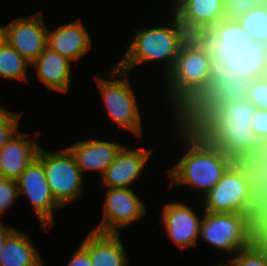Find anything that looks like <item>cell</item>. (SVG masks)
Here are the masks:
<instances>
[{
	"instance_id": "obj_1",
	"label": "cell",
	"mask_w": 267,
	"mask_h": 266,
	"mask_svg": "<svg viewBox=\"0 0 267 266\" xmlns=\"http://www.w3.org/2000/svg\"><path fill=\"white\" fill-rule=\"evenodd\" d=\"M214 66L215 55L209 43L202 36H189L172 70L161 81L172 119H181L208 92Z\"/></svg>"
},
{
	"instance_id": "obj_2",
	"label": "cell",
	"mask_w": 267,
	"mask_h": 266,
	"mask_svg": "<svg viewBox=\"0 0 267 266\" xmlns=\"http://www.w3.org/2000/svg\"><path fill=\"white\" fill-rule=\"evenodd\" d=\"M182 156L166 170L169 186H189L200 200L220 181L233 159L213 147L198 131L181 119H171ZM181 141V142H180ZM183 148V150H182Z\"/></svg>"
},
{
	"instance_id": "obj_3",
	"label": "cell",
	"mask_w": 267,
	"mask_h": 266,
	"mask_svg": "<svg viewBox=\"0 0 267 266\" xmlns=\"http://www.w3.org/2000/svg\"><path fill=\"white\" fill-rule=\"evenodd\" d=\"M169 11L168 23L160 22L154 27H138L134 29L132 41L126 45V51L120 60L115 64L122 71L131 70L144 63H158V67L164 79L172 70L178 56L181 45L189 38V34L180 24L177 17ZM167 23V24H166Z\"/></svg>"
},
{
	"instance_id": "obj_4",
	"label": "cell",
	"mask_w": 267,
	"mask_h": 266,
	"mask_svg": "<svg viewBox=\"0 0 267 266\" xmlns=\"http://www.w3.org/2000/svg\"><path fill=\"white\" fill-rule=\"evenodd\" d=\"M104 73L96 74L94 78L101 93L104 108L110 119L118 126L116 134L120 129H125L139 141L142 140L143 117L132 83L130 84L128 78L129 73L122 71L116 65Z\"/></svg>"
},
{
	"instance_id": "obj_5",
	"label": "cell",
	"mask_w": 267,
	"mask_h": 266,
	"mask_svg": "<svg viewBox=\"0 0 267 266\" xmlns=\"http://www.w3.org/2000/svg\"><path fill=\"white\" fill-rule=\"evenodd\" d=\"M263 232L248 214L204 211L199 240L202 239L213 249L232 257L240 249L248 247Z\"/></svg>"
},
{
	"instance_id": "obj_6",
	"label": "cell",
	"mask_w": 267,
	"mask_h": 266,
	"mask_svg": "<svg viewBox=\"0 0 267 266\" xmlns=\"http://www.w3.org/2000/svg\"><path fill=\"white\" fill-rule=\"evenodd\" d=\"M37 158L43 163L51 193L62 208L82 198L86 188L84 175L66 147L55 152L40 147Z\"/></svg>"
},
{
	"instance_id": "obj_7",
	"label": "cell",
	"mask_w": 267,
	"mask_h": 266,
	"mask_svg": "<svg viewBox=\"0 0 267 266\" xmlns=\"http://www.w3.org/2000/svg\"><path fill=\"white\" fill-rule=\"evenodd\" d=\"M191 126L233 160L247 153L262 152V142L254 135L251 123L193 122Z\"/></svg>"
},
{
	"instance_id": "obj_8",
	"label": "cell",
	"mask_w": 267,
	"mask_h": 266,
	"mask_svg": "<svg viewBox=\"0 0 267 266\" xmlns=\"http://www.w3.org/2000/svg\"><path fill=\"white\" fill-rule=\"evenodd\" d=\"M102 221L91 230L100 233L120 234V229L135 224L146 213V204L136 194L135 188H104Z\"/></svg>"
},
{
	"instance_id": "obj_9",
	"label": "cell",
	"mask_w": 267,
	"mask_h": 266,
	"mask_svg": "<svg viewBox=\"0 0 267 266\" xmlns=\"http://www.w3.org/2000/svg\"><path fill=\"white\" fill-rule=\"evenodd\" d=\"M19 196H26L40 221L41 230L54 226V212L63 209L54 199L43 163L36 157L17 179Z\"/></svg>"
},
{
	"instance_id": "obj_10",
	"label": "cell",
	"mask_w": 267,
	"mask_h": 266,
	"mask_svg": "<svg viewBox=\"0 0 267 266\" xmlns=\"http://www.w3.org/2000/svg\"><path fill=\"white\" fill-rule=\"evenodd\" d=\"M233 164L250 188L247 214L267 231V157L262 152L247 153L236 157Z\"/></svg>"
},
{
	"instance_id": "obj_11",
	"label": "cell",
	"mask_w": 267,
	"mask_h": 266,
	"mask_svg": "<svg viewBox=\"0 0 267 266\" xmlns=\"http://www.w3.org/2000/svg\"><path fill=\"white\" fill-rule=\"evenodd\" d=\"M249 192L247 181L232 164L214 188L199 200L200 207L205 212L247 214Z\"/></svg>"
},
{
	"instance_id": "obj_12",
	"label": "cell",
	"mask_w": 267,
	"mask_h": 266,
	"mask_svg": "<svg viewBox=\"0 0 267 266\" xmlns=\"http://www.w3.org/2000/svg\"><path fill=\"white\" fill-rule=\"evenodd\" d=\"M252 79L215 63L208 92L181 118L191 125L214 102L246 99Z\"/></svg>"
},
{
	"instance_id": "obj_13",
	"label": "cell",
	"mask_w": 267,
	"mask_h": 266,
	"mask_svg": "<svg viewBox=\"0 0 267 266\" xmlns=\"http://www.w3.org/2000/svg\"><path fill=\"white\" fill-rule=\"evenodd\" d=\"M5 40L32 64L47 47L48 26L43 12L18 17L5 25Z\"/></svg>"
},
{
	"instance_id": "obj_14",
	"label": "cell",
	"mask_w": 267,
	"mask_h": 266,
	"mask_svg": "<svg viewBox=\"0 0 267 266\" xmlns=\"http://www.w3.org/2000/svg\"><path fill=\"white\" fill-rule=\"evenodd\" d=\"M202 215L196 212L188 203L173 201L164 204L161 212V223L170 240L180 249L197 246L199 241L200 223Z\"/></svg>"
},
{
	"instance_id": "obj_15",
	"label": "cell",
	"mask_w": 267,
	"mask_h": 266,
	"mask_svg": "<svg viewBox=\"0 0 267 266\" xmlns=\"http://www.w3.org/2000/svg\"><path fill=\"white\" fill-rule=\"evenodd\" d=\"M215 63L230 69L238 76L257 78L267 72V45L252 41L234 47H211Z\"/></svg>"
},
{
	"instance_id": "obj_16",
	"label": "cell",
	"mask_w": 267,
	"mask_h": 266,
	"mask_svg": "<svg viewBox=\"0 0 267 266\" xmlns=\"http://www.w3.org/2000/svg\"><path fill=\"white\" fill-rule=\"evenodd\" d=\"M152 153V148L132 149L124 145L101 176L102 188H133L132 185L143 175Z\"/></svg>"
},
{
	"instance_id": "obj_17",
	"label": "cell",
	"mask_w": 267,
	"mask_h": 266,
	"mask_svg": "<svg viewBox=\"0 0 267 266\" xmlns=\"http://www.w3.org/2000/svg\"><path fill=\"white\" fill-rule=\"evenodd\" d=\"M167 3L190 36L204 35L220 21L223 10L222 0H170Z\"/></svg>"
},
{
	"instance_id": "obj_18",
	"label": "cell",
	"mask_w": 267,
	"mask_h": 266,
	"mask_svg": "<svg viewBox=\"0 0 267 266\" xmlns=\"http://www.w3.org/2000/svg\"><path fill=\"white\" fill-rule=\"evenodd\" d=\"M123 146L124 144L113 140L88 138V140H80L66 148L74 157L83 175L86 172L96 171L101 177Z\"/></svg>"
},
{
	"instance_id": "obj_19",
	"label": "cell",
	"mask_w": 267,
	"mask_h": 266,
	"mask_svg": "<svg viewBox=\"0 0 267 266\" xmlns=\"http://www.w3.org/2000/svg\"><path fill=\"white\" fill-rule=\"evenodd\" d=\"M47 46L76 63L91 50L92 38L89 30L78 18L58 25L52 31L48 27Z\"/></svg>"
},
{
	"instance_id": "obj_20",
	"label": "cell",
	"mask_w": 267,
	"mask_h": 266,
	"mask_svg": "<svg viewBox=\"0 0 267 266\" xmlns=\"http://www.w3.org/2000/svg\"><path fill=\"white\" fill-rule=\"evenodd\" d=\"M20 130L0 149V177L17 180L37 157L40 145Z\"/></svg>"
},
{
	"instance_id": "obj_21",
	"label": "cell",
	"mask_w": 267,
	"mask_h": 266,
	"mask_svg": "<svg viewBox=\"0 0 267 266\" xmlns=\"http://www.w3.org/2000/svg\"><path fill=\"white\" fill-rule=\"evenodd\" d=\"M72 61L58 52L46 47L45 50L30 65L36 71L40 82L48 89L67 93L71 85Z\"/></svg>"
},
{
	"instance_id": "obj_22",
	"label": "cell",
	"mask_w": 267,
	"mask_h": 266,
	"mask_svg": "<svg viewBox=\"0 0 267 266\" xmlns=\"http://www.w3.org/2000/svg\"><path fill=\"white\" fill-rule=\"evenodd\" d=\"M81 244L88 250L92 266H128L130 258L120 234L90 230Z\"/></svg>"
},
{
	"instance_id": "obj_23",
	"label": "cell",
	"mask_w": 267,
	"mask_h": 266,
	"mask_svg": "<svg viewBox=\"0 0 267 266\" xmlns=\"http://www.w3.org/2000/svg\"><path fill=\"white\" fill-rule=\"evenodd\" d=\"M28 233L15 229L0 252V266H46Z\"/></svg>"
},
{
	"instance_id": "obj_24",
	"label": "cell",
	"mask_w": 267,
	"mask_h": 266,
	"mask_svg": "<svg viewBox=\"0 0 267 266\" xmlns=\"http://www.w3.org/2000/svg\"><path fill=\"white\" fill-rule=\"evenodd\" d=\"M256 110L247 98L214 102L194 122L251 123Z\"/></svg>"
},
{
	"instance_id": "obj_25",
	"label": "cell",
	"mask_w": 267,
	"mask_h": 266,
	"mask_svg": "<svg viewBox=\"0 0 267 266\" xmlns=\"http://www.w3.org/2000/svg\"><path fill=\"white\" fill-rule=\"evenodd\" d=\"M202 37L211 47H234L253 41L238 21H219Z\"/></svg>"
},
{
	"instance_id": "obj_26",
	"label": "cell",
	"mask_w": 267,
	"mask_h": 266,
	"mask_svg": "<svg viewBox=\"0 0 267 266\" xmlns=\"http://www.w3.org/2000/svg\"><path fill=\"white\" fill-rule=\"evenodd\" d=\"M30 65L6 40L0 45V78L28 83Z\"/></svg>"
},
{
	"instance_id": "obj_27",
	"label": "cell",
	"mask_w": 267,
	"mask_h": 266,
	"mask_svg": "<svg viewBox=\"0 0 267 266\" xmlns=\"http://www.w3.org/2000/svg\"><path fill=\"white\" fill-rule=\"evenodd\" d=\"M238 22L252 40L267 45V6L254 7L247 11Z\"/></svg>"
},
{
	"instance_id": "obj_28",
	"label": "cell",
	"mask_w": 267,
	"mask_h": 266,
	"mask_svg": "<svg viewBox=\"0 0 267 266\" xmlns=\"http://www.w3.org/2000/svg\"><path fill=\"white\" fill-rule=\"evenodd\" d=\"M232 257L237 266H267V231Z\"/></svg>"
},
{
	"instance_id": "obj_29",
	"label": "cell",
	"mask_w": 267,
	"mask_h": 266,
	"mask_svg": "<svg viewBox=\"0 0 267 266\" xmlns=\"http://www.w3.org/2000/svg\"><path fill=\"white\" fill-rule=\"evenodd\" d=\"M223 10L220 21H238L254 7L266 5V0H222Z\"/></svg>"
},
{
	"instance_id": "obj_30",
	"label": "cell",
	"mask_w": 267,
	"mask_h": 266,
	"mask_svg": "<svg viewBox=\"0 0 267 266\" xmlns=\"http://www.w3.org/2000/svg\"><path fill=\"white\" fill-rule=\"evenodd\" d=\"M21 114L6 110L0 103V149L19 131Z\"/></svg>"
},
{
	"instance_id": "obj_31",
	"label": "cell",
	"mask_w": 267,
	"mask_h": 266,
	"mask_svg": "<svg viewBox=\"0 0 267 266\" xmlns=\"http://www.w3.org/2000/svg\"><path fill=\"white\" fill-rule=\"evenodd\" d=\"M17 180L0 177V217L18 200Z\"/></svg>"
},
{
	"instance_id": "obj_32",
	"label": "cell",
	"mask_w": 267,
	"mask_h": 266,
	"mask_svg": "<svg viewBox=\"0 0 267 266\" xmlns=\"http://www.w3.org/2000/svg\"><path fill=\"white\" fill-rule=\"evenodd\" d=\"M247 99L257 108L267 110V76L252 78Z\"/></svg>"
},
{
	"instance_id": "obj_33",
	"label": "cell",
	"mask_w": 267,
	"mask_h": 266,
	"mask_svg": "<svg viewBox=\"0 0 267 266\" xmlns=\"http://www.w3.org/2000/svg\"><path fill=\"white\" fill-rule=\"evenodd\" d=\"M251 121L254 135L263 143L267 139V110L257 109Z\"/></svg>"
},
{
	"instance_id": "obj_34",
	"label": "cell",
	"mask_w": 267,
	"mask_h": 266,
	"mask_svg": "<svg viewBox=\"0 0 267 266\" xmlns=\"http://www.w3.org/2000/svg\"><path fill=\"white\" fill-rule=\"evenodd\" d=\"M67 266H92L88 250L80 243Z\"/></svg>"
},
{
	"instance_id": "obj_35",
	"label": "cell",
	"mask_w": 267,
	"mask_h": 266,
	"mask_svg": "<svg viewBox=\"0 0 267 266\" xmlns=\"http://www.w3.org/2000/svg\"><path fill=\"white\" fill-rule=\"evenodd\" d=\"M16 229L14 226H4V222L0 219V252L5 244L7 237Z\"/></svg>"
},
{
	"instance_id": "obj_36",
	"label": "cell",
	"mask_w": 267,
	"mask_h": 266,
	"mask_svg": "<svg viewBox=\"0 0 267 266\" xmlns=\"http://www.w3.org/2000/svg\"><path fill=\"white\" fill-rule=\"evenodd\" d=\"M211 266H237L233 257H228L227 262H219V264H212Z\"/></svg>"
},
{
	"instance_id": "obj_37",
	"label": "cell",
	"mask_w": 267,
	"mask_h": 266,
	"mask_svg": "<svg viewBox=\"0 0 267 266\" xmlns=\"http://www.w3.org/2000/svg\"><path fill=\"white\" fill-rule=\"evenodd\" d=\"M5 41V26L0 25V45Z\"/></svg>"
},
{
	"instance_id": "obj_38",
	"label": "cell",
	"mask_w": 267,
	"mask_h": 266,
	"mask_svg": "<svg viewBox=\"0 0 267 266\" xmlns=\"http://www.w3.org/2000/svg\"><path fill=\"white\" fill-rule=\"evenodd\" d=\"M262 153L267 157V139L262 143Z\"/></svg>"
}]
</instances>
